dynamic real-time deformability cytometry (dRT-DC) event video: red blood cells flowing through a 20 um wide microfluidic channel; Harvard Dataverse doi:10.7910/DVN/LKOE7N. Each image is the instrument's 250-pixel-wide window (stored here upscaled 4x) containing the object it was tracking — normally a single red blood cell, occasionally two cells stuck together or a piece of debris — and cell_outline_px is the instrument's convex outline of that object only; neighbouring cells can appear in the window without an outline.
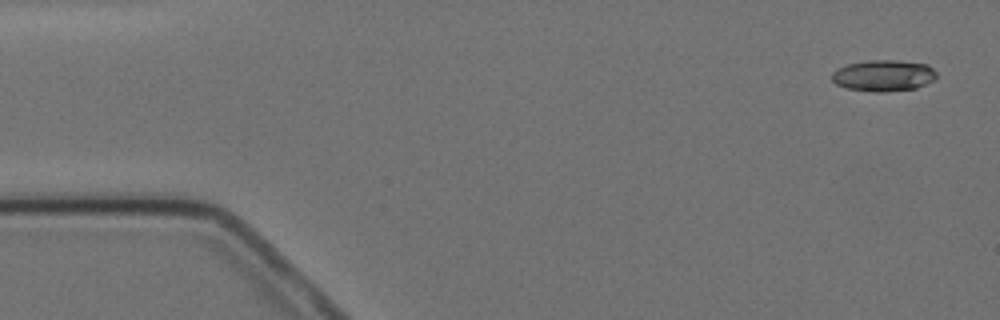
{"species": "Egyptian fruit bat (a non-hibernating species)", "species_latin": "Rousettus aegyptiacus", "temperature_condition": "cold", "stored_images_in_passage": 10, "camera_frame_rate_fps": 3000, "um_per_image_px": 0.085, "animal": {"sex": "female"}, "frame": {"image": 1, "passage_image": 1, "time_ms": 0.0, "image_size_px": [1000, 320], "cell_outline_px": [[936, 80], [916, 88], [884, 92], [876, 92], [848, 88], [836, 84], [832, 80], [832, 72], [836, 68], [848, 64], [868, 60], [896, 60], [928, 64], [936, 72]], "centroid_in_image_um": [75.12, 6.42], "position_along_channel_um": 9.9, "area_um2": 19.19}}
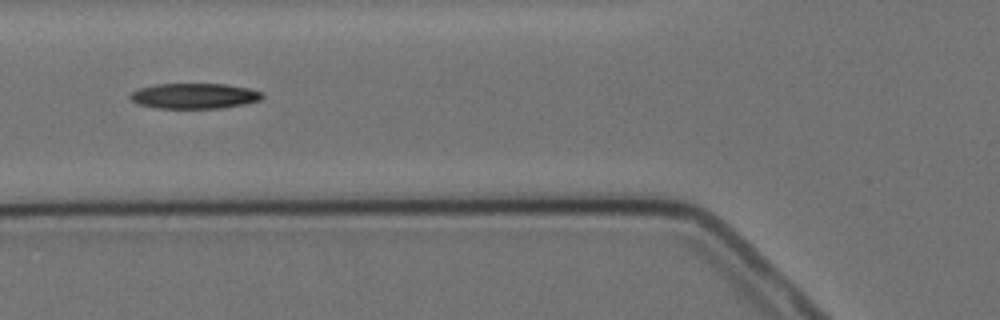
{"frame": {"image": 2, "passage_image": 6, "time_ms": 6.0, "image_size_px": [1000, 320], "cell_outline_px": [[264, 96], [260, 100], [244, 104], [224, 108], [156, 108], [136, 104], [128, 96], [132, 92], [140, 88], [156, 84], [224, 84], [248, 88], [264, 92]], "centroid_in_image_um": [16.53, 8.16], "position_along_channel_um": 109.3, "area_um2": 19.65}}
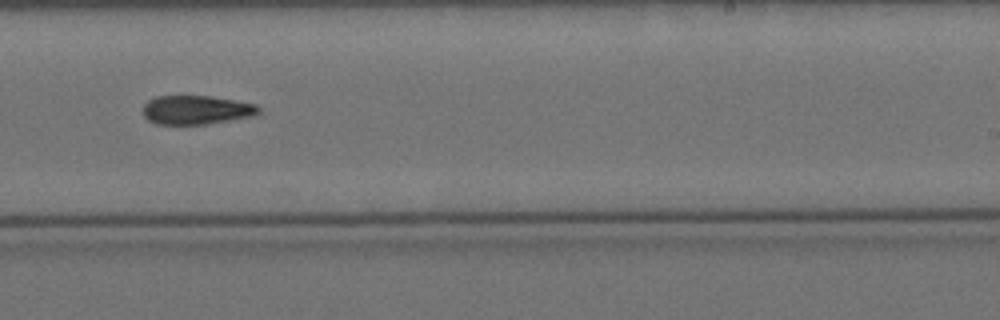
{"frame": {"image": 3, "passage_image": 10, "time_ms": 10.667, "image_size_px": [1000, 320], "cell_outline_px": [[260, 112], [252, 116], [204, 124], [156, 124], [148, 120], [144, 116], [144, 104], [148, 100], [156, 96], [208, 96], [256, 104], [260, 108]], "centroid_in_image_um": [16.66, 9.34], "position_along_channel_um": 272.3, "area_um2": 19.25}}